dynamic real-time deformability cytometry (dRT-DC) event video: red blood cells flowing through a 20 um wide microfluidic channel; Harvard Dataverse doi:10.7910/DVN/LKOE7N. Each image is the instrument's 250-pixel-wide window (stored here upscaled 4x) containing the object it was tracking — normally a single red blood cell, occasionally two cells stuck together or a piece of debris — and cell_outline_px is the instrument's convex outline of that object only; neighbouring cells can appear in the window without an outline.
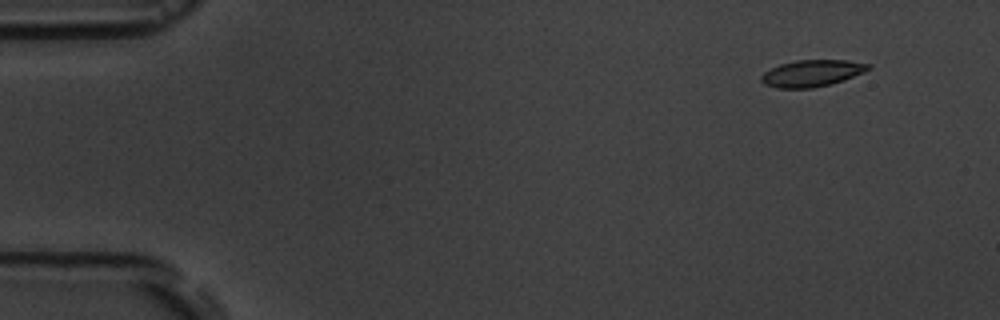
{"species": "common noctule bat (a hibernating species)", "species_latin": "Nyctalus noctula", "temperature_condition": "room temperature", "stored_images_in_passage": 5, "camera_frame_rate_fps": 3000, "um_per_image_px": 0.085, "animal": {"sex": "male", "body_mass_g": 19.5, "forearm_length_mm": 54.6}, "frame": {"image": 1, "passage_image": 2, "time_ms": 1.333, "image_size_px": [1000, 320], "cell_outline_px": [[872, 68], [864, 72], [844, 80], [832, 84], [812, 88], [776, 88], [764, 84], [760, 80], [760, 76], [764, 72], [780, 64], [796, 60], [848, 60], [872, 64]], "centroid_in_image_um": [69.03, 6.22], "position_along_channel_um": 16.0, "area_um2": 16.82}}
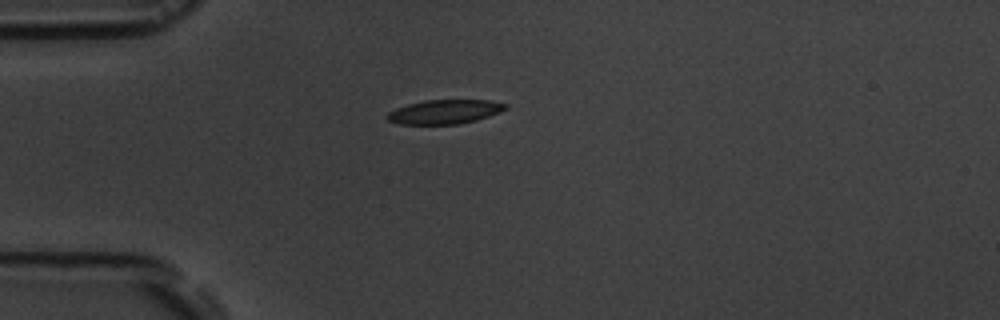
{"frame": {"image": 2, "passage_image": 5, "time_ms": 4.667, "image_size_px": [1000, 320], "cell_outline_px": [[508, 108], [500, 112], [476, 120], [460, 124], [400, 124], [388, 120], [384, 116], [388, 112], [396, 108], [408, 104], [424, 100], [492, 100], [508, 104]], "centroid_in_image_um": [37.81, 9.49], "position_along_channel_um": 47.2, "area_um2": 16.76}}